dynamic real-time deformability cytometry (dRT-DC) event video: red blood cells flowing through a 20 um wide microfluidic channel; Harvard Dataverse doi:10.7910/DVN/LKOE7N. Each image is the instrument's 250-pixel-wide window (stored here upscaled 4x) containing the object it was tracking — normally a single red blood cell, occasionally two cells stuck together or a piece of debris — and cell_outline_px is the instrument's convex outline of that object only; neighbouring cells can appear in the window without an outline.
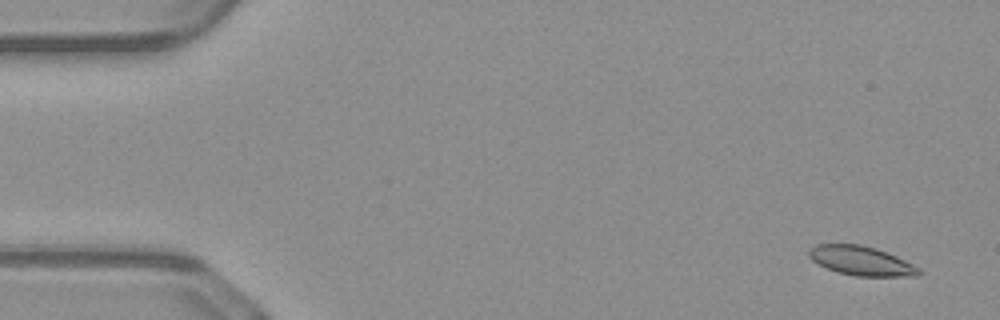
{"species": "common noctule bat (a hibernating species)", "species_latin": "Nyctalus noctula", "temperature_condition": "warm", "stored_images_in_passage": 51, "camera_frame_rate_fps": 3000, "um_per_image_px": 0.085, "animal": {"sex": "male", "body_mass_g": 23.1, "forearm_length_mm": 52.7}, "frame": {"image": 1, "passage_image": 3, "time_ms": 0.667, "image_size_px": [1000, 320], "cell_outline_px": [[924, 272], [920, 276], [856, 276], [836, 272], [812, 260], [808, 256], [808, 248], [816, 244], [860, 244], [876, 248], [896, 256], [920, 268]], "centroid_in_image_um": [73.22, 22.17], "position_along_channel_um": 11.8, "area_um2": 18.84}}
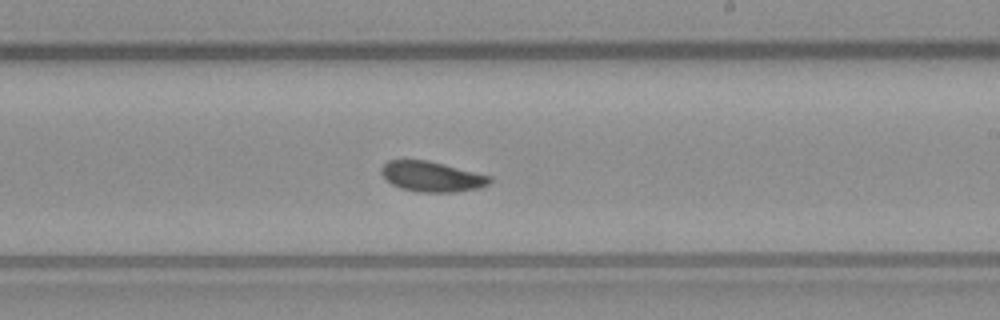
{"frame": {"image": 2, "passage_image": 30, "time_ms": 9.667, "image_size_px": [1000, 320], "cell_outline_px": [[492, 180], [488, 184], [480, 188], [456, 192], [416, 192], [400, 188], [392, 184], [380, 172], [380, 168], [388, 160], [428, 160], [492, 176]], "centroid_in_image_um": [36.71, 15.01], "position_along_channel_um": 252.3, "area_um2": 19.19}}
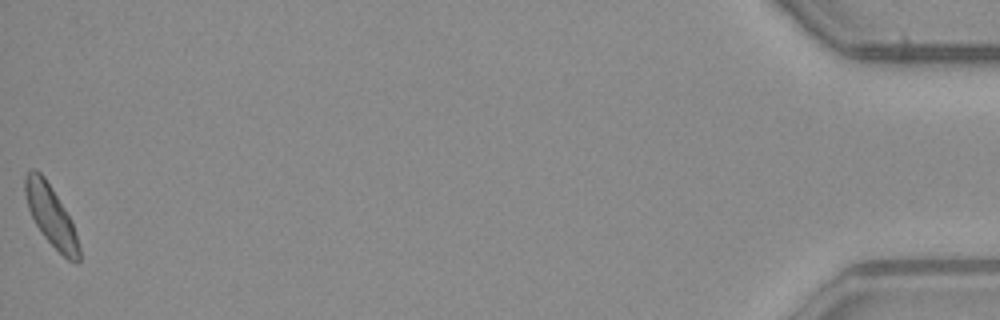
{"frame": {"image": 3, "passage_image": 51, "time_ms": 16.667, "image_size_px": [1000, 320], "cell_outline_px": [[80, 260], [76, 264], [68, 260], [44, 236], [36, 224], [28, 208], [24, 192], [24, 176], [32, 168], [40, 172], [44, 176], [52, 188], [72, 220], [80, 248]], "centroid_in_image_um": [4.34, 18.32], "position_along_channel_um": 430.9, "area_um2": 18.96}, "authors_computed_cell_mechanics": {"area_um2": 19.074, "velocity_mm_per_s": 4.079, "shape_relaxation_time_tau1_ms": 5.0855, "shape_relaxation_time_tau2_ms": null, "deformation_change_tau1": 0.09, "deformation_change_tau2": null}}